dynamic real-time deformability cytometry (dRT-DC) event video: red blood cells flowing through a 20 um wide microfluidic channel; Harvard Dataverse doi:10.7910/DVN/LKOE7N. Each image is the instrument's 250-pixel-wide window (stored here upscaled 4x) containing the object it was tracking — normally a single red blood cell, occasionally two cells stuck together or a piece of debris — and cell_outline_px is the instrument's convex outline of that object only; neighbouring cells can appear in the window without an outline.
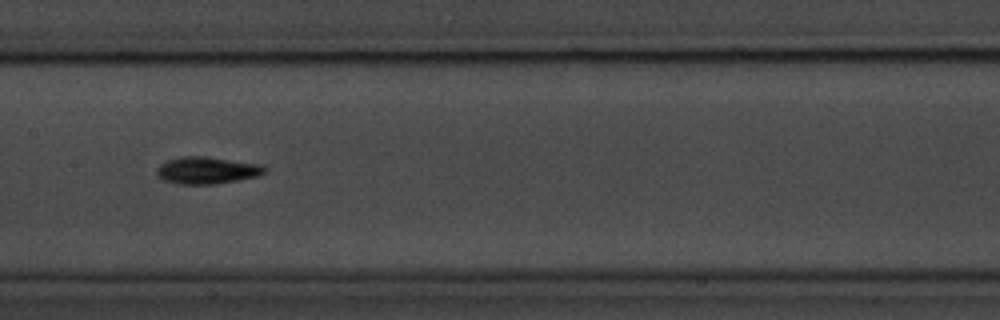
{"species": "common noctule bat (a hibernating species)", "species_latin": "Nyctalus noctula", "temperature_condition": "room temperature", "stored_images_in_passage": 14, "camera_frame_rate_fps": 3000, "um_per_image_px": 0.085, "animal": {"sex": "male", "body_mass_g": 20.1, "forearm_length_mm": 53.5}, "frame": {"image": 1, "passage_image": 7, "time_ms": 7.667, "image_size_px": [1000, 320], "cell_outline_px": [[268, 172], [260, 176], [216, 184], [180, 184], [164, 180], [156, 172], [156, 168], [160, 164], [168, 160], [180, 156], [204, 156], [264, 164], [268, 168]], "centroid_in_image_um": [17.68, 14.47], "position_along_channel_um": 189.7, "area_um2": 17.28}}
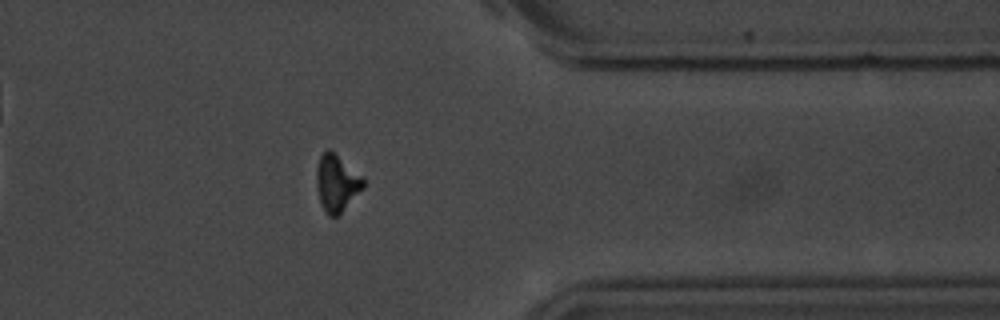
{"frame": {"image": 2, "passage_image": 12, "time_ms": 13.333, "image_size_px": [1000, 320], "cell_outline_px": [[364, 188], [340, 216], [328, 216], [320, 204], [316, 188], [316, 172], [320, 156], [328, 148], [364, 176]], "centroid_in_image_um": [28.64, 15.6], "position_along_channel_um": 382.8, "area_um2": 15.9}}
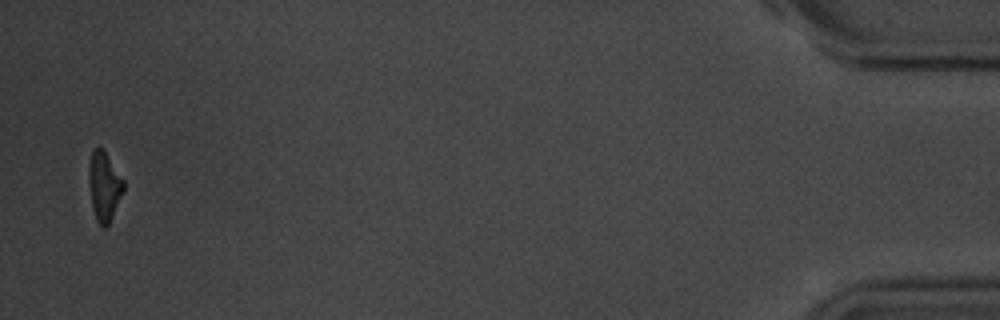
{"frame": {"image": 3, "passage_image": 14, "time_ms": 16.667, "image_size_px": [1000, 320], "cell_outline_px": [[124, 188], [112, 216], [108, 224], [104, 228], [96, 220], [92, 208], [88, 184], [88, 164], [92, 152], [96, 148], [104, 148], [124, 180]], "centroid_in_image_um": [8.83, 15.79], "position_along_channel_um": 426.4, "area_um2": 14.05}, "authors_computed_cell_mechanics": {"area_um2": 15.3748, "velocity_mm_per_s": 3.6262, "shape_relaxation_time_tau1_ms": 3.1889, "shape_relaxation_time_tau2_ms": null, "deformation_change_tau1": 0.1066, "deformation_change_tau2": null}}